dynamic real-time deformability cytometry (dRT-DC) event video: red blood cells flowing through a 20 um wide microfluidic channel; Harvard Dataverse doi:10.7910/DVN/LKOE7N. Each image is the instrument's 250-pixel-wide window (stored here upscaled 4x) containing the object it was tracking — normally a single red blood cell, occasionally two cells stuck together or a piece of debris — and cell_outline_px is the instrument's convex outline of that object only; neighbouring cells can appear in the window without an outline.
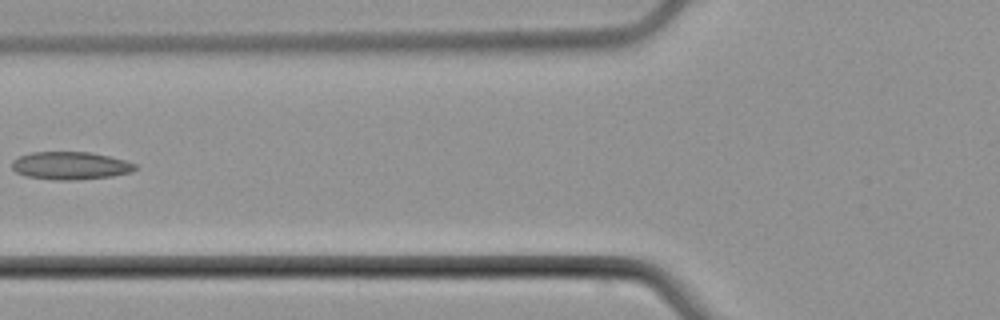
{"species": "common noctule bat (a hibernating species)", "species_latin": "Nyctalus noctula", "temperature_condition": "cold", "stored_images_in_passage": 5, "camera_frame_rate_fps": 3000, "um_per_image_px": 0.085, "animal": {"sex": "male", "body_mass_g": 21.5, "forearm_length_mm": 52.0}, "frame": {"image": 1, "passage_image": 5, "time_ms": 5.0, "image_size_px": [1000, 320], "cell_outline_px": [[136, 168], [132, 172], [112, 176], [72, 180], [52, 180], [24, 176], [16, 172], [12, 168], [12, 160], [20, 156], [32, 152], [92, 152], [124, 160], [136, 164]], "centroid_in_image_um": [5.96, 14.08], "position_along_channel_um": 119.8, "area_um2": 20.0}}